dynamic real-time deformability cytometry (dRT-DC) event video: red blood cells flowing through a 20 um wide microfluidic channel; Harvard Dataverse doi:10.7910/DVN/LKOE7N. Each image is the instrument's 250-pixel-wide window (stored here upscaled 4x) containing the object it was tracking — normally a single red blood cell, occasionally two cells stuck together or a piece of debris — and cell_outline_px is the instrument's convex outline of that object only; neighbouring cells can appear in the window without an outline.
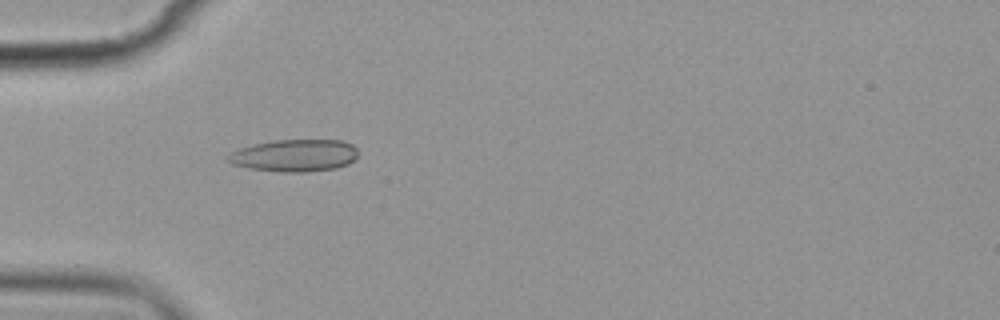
{"species": "common noctule bat (a hibernating species)", "species_latin": "Nyctalus noctula", "temperature_condition": "cold", "stored_images_in_passage": 3, "camera_frame_rate_fps": 3000, "um_per_image_px": 0.085, "animal": {"sex": "female", "body_mass_g": 19.9}, "frame": {"image": 1, "passage_image": 2, "time_ms": 1.333, "image_size_px": [1000, 320], "cell_outline_px": [[356, 160], [348, 164], [336, 168], [304, 172], [280, 172], [248, 168], [232, 164], [228, 160], [228, 156], [232, 152], [240, 148], [272, 140], [340, 140], [352, 144], [356, 148]], "centroid_in_image_um": [25.06, 13.22], "position_along_channel_um": 59.9, "area_um2": 24.33}}
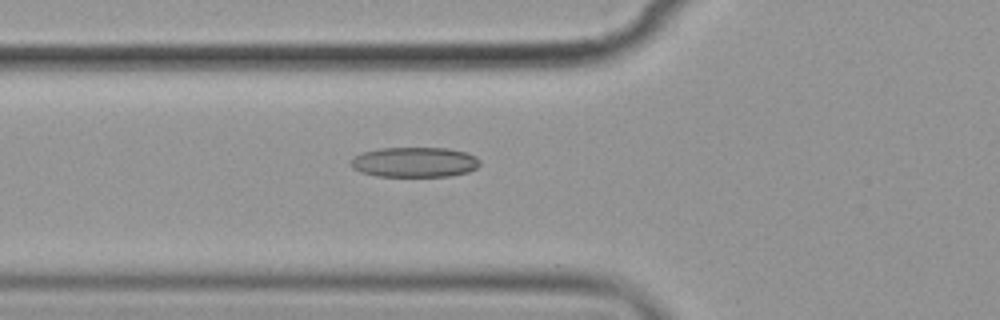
{"frame": {"image": 2, "passage_image": 3, "time_ms": 2.333, "image_size_px": [1000, 320], "cell_outline_px": [[480, 164], [476, 168], [468, 172], [452, 176], [376, 176], [360, 172], [352, 168], [352, 156], [364, 152], [380, 148], [448, 148], [468, 152], [476, 156], [480, 160]], "centroid_in_image_um": [35.27, 13.78], "position_along_channel_um": 90.5, "area_um2": 22.77}}